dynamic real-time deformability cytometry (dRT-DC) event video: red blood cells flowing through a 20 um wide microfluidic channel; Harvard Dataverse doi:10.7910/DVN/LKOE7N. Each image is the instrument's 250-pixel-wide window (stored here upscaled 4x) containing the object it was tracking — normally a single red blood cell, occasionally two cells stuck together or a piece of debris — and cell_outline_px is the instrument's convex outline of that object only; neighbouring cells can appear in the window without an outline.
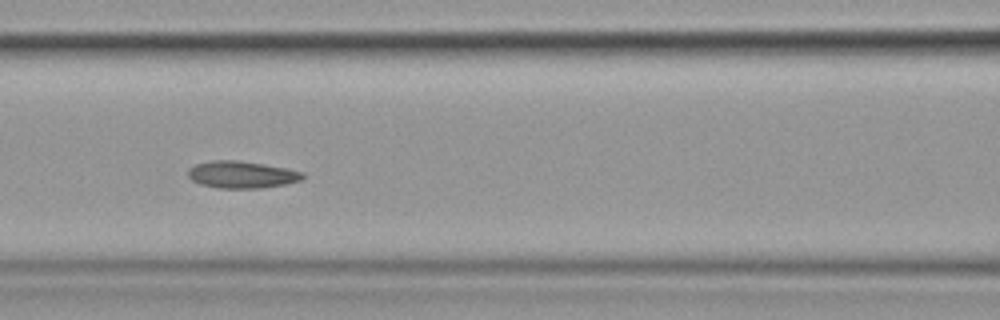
{"species": "common noctule bat (a hibernating species)", "species_latin": "Nyctalus noctula", "temperature_condition": "cold", "stored_images_in_passage": 16, "camera_frame_rate_fps": 3000, "um_per_image_px": 0.085, "animal": {"sex": "female", "body_mass_g": 19.9}, "frame": {"image": 1, "passage_image": 7, "time_ms": 7.667, "image_size_px": [1000, 320], "cell_outline_px": [[304, 176], [300, 180], [284, 184], [260, 188], [216, 188], [200, 184], [192, 180], [188, 176], [188, 168], [196, 164], [212, 160], [236, 160], [264, 164], [288, 168], [304, 172]], "centroid_in_image_um": [20.53, 14.84], "position_along_channel_um": 146.1, "area_um2": 18.09}}
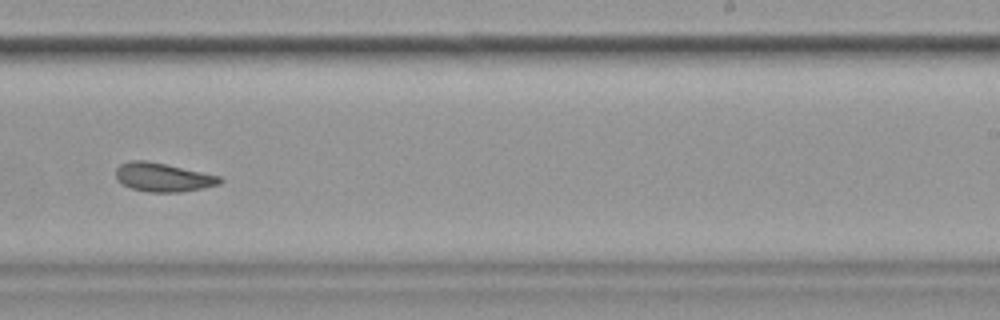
{"frame": {"image": 2, "passage_image": 10, "time_ms": 11.333, "image_size_px": [1000, 320], "cell_outline_px": [[224, 180], [220, 184], [204, 188], [180, 192], [148, 192], [132, 188], [116, 180], [116, 168], [120, 164], [128, 160], [148, 160], [220, 176]], "centroid_in_image_um": [13.85, 15.06], "position_along_channel_um": 275.1, "area_um2": 17.51}, "authors_computed_cell_mechanics": {"area_um2": 18.9006, "velocity_mm_per_s": 3.5411, "shape_relaxation_time_tau1_ms": 3.1069, "shape_relaxation_time_tau2_ms": 4.3218, "deformation_change_tau1": 0.094, "deformation_change_tau2": 0.1323}}